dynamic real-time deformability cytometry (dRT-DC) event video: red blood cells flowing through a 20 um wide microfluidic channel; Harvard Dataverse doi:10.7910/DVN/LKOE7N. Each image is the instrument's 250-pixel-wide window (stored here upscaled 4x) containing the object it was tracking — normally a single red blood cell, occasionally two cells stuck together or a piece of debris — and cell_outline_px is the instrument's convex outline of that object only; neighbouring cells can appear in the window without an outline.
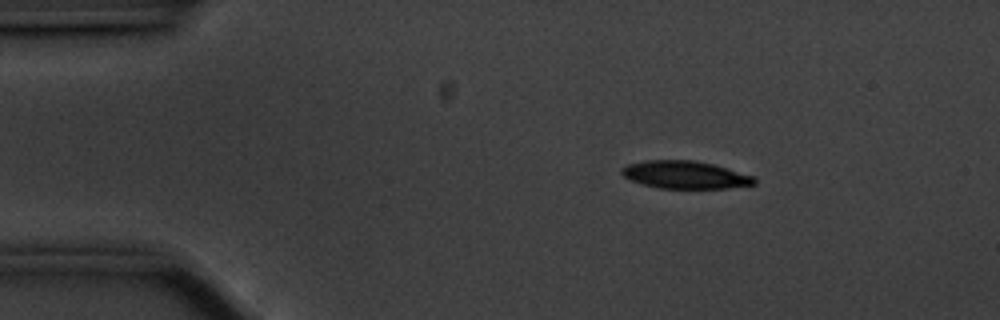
{"species": "common noctule bat (a hibernating species)", "species_latin": "Nyctalus noctula", "temperature_condition": "cold", "stored_images_in_passage": 49, "camera_frame_rate_fps": 3000, "um_per_image_px": 0.085, "animal": {"sex": "male", "body_mass_g": 20.1, "forearm_length_mm": 53.5}, "frame": {"image": 1, "passage_image": 1, "time_ms": 0.0, "image_size_px": [1000, 320], "cell_outline_px": [[756, 184], [728, 188], [660, 188], [644, 184], [632, 180], [624, 176], [620, 172], [620, 168], [628, 164], [644, 160], [692, 160], [712, 164], [756, 176]], "centroid_in_image_um": [58.25, 14.85], "position_along_channel_um": 26.7, "area_um2": 21.33}}
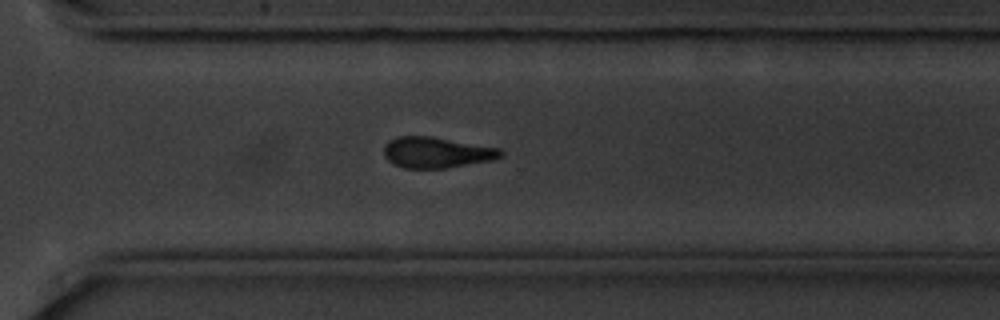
{"frame": {"image": 2, "passage_image": 32, "time_ms": 10.333, "image_size_px": [1000, 320], "cell_outline_px": [[504, 156], [492, 160], [444, 168], [404, 168], [392, 164], [384, 156], [384, 144], [388, 140], [396, 136], [432, 136], [500, 148], [504, 152]], "centroid_in_image_um": [37.09, 12.95], "position_along_channel_um": 333.5, "area_um2": 21.21}}
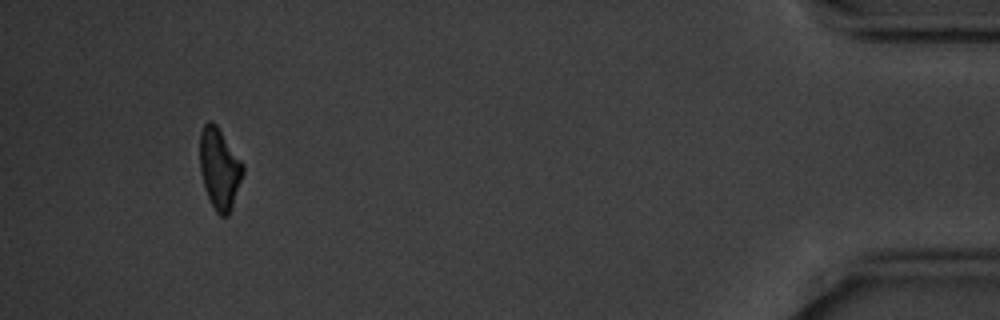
{"frame": {"image": 3, "passage_image": 45, "time_ms": 14.667, "image_size_px": [1000, 320], "cell_outline_px": [[244, 172], [228, 216], [220, 216], [216, 212], [208, 196], [200, 172], [200, 132], [204, 124], [208, 120], [212, 120], [216, 124], [244, 164]], "centroid_in_image_um": [18.65, 14.29], "position_along_channel_um": 416.5, "area_um2": 20.17}, "authors_computed_cell_mechanics": {"area_um2": 21.9062, "velocity_mm_per_s": 3.5202, "shape_relaxation_time_tau1_ms": 2.73, "shape_relaxation_time_tau2_ms": null, "deformation_change_tau1": 0.1348, "deformation_change_tau2": null}}